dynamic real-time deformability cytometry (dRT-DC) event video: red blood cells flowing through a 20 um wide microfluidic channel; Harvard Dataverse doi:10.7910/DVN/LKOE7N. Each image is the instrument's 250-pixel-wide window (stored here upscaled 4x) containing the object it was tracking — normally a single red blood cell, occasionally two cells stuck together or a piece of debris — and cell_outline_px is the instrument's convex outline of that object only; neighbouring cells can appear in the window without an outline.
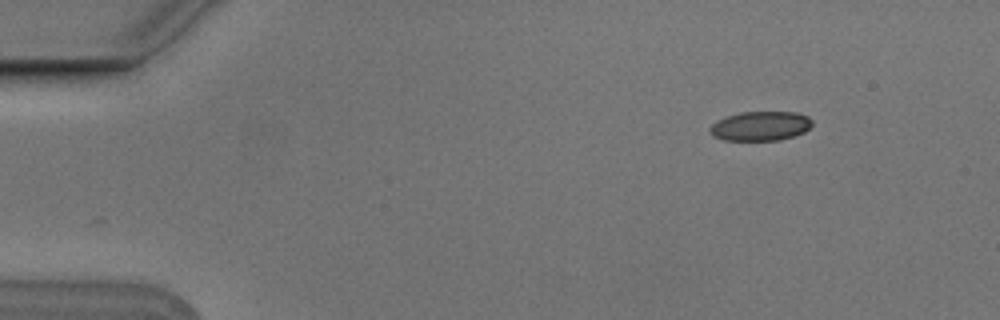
{"species": "Egyptian fruit bat (a non-hibernating species)", "species_latin": "Rousettus aegyptiacus", "temperature_condition": "cold", "stored_images_in_passage": 6, "segment_of_instrument_passage": [2, 2], "camera_frame_rate_fps": 3000, "um_per_image_px": 0.085, "animal": {"sex": "male"}, "frame": {"image": 1, "passage_image": 6, "time_ms": 1.667, "image_size_px": [1000, 320], "cell_outline_px": [[812, 124], [804, 132], [780, 140], [724, 140], [712, 136], [708, 132], [708, 128], [716, 120], [724, 116], [740, 112], [796, 112], [808, 116], [812, 120]], "centroid_in_image_um": [64.58, 10.7], "position_along_channel_um": 20.4, "area_um2": 17.69}}